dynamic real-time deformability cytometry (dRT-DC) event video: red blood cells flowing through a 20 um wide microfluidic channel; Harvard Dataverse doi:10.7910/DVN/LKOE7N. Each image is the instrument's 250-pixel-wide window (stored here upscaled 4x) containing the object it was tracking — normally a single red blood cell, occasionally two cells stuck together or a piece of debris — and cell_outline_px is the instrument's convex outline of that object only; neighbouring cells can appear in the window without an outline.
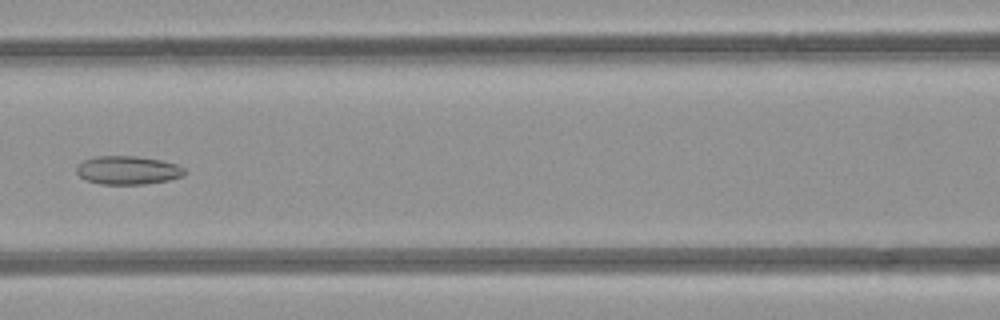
{"species": "common noctule bat (a hibernating species)", "species_latin": "Nyctalus noctula", "temperature_condition": "room temperature", "stored_images_in_passage": 7, "camera_frame_rate_fps": 3000, "um_per_image_px": 0.085, "animal": {"sex": "female", "body_mass_g": 21.9}, "frame": {"image": 1, "passage_image": 7, "time_ms": 7.0, "image_size_px": [1000, 320], "cell_outline_px": [[188, 172], [184, 176], [168, 180], [144, 184], [100, 184], [88, 180], [80, 176], [76, 172], [76, 168], [84, 160], [96, 156], [136, 156], [160, 160], [176, 164], [184, 168]], "centroid_in_image_um": [10.9, 14.47], "position_along_channel_um": 155.7, "area_um2": 17.86}}